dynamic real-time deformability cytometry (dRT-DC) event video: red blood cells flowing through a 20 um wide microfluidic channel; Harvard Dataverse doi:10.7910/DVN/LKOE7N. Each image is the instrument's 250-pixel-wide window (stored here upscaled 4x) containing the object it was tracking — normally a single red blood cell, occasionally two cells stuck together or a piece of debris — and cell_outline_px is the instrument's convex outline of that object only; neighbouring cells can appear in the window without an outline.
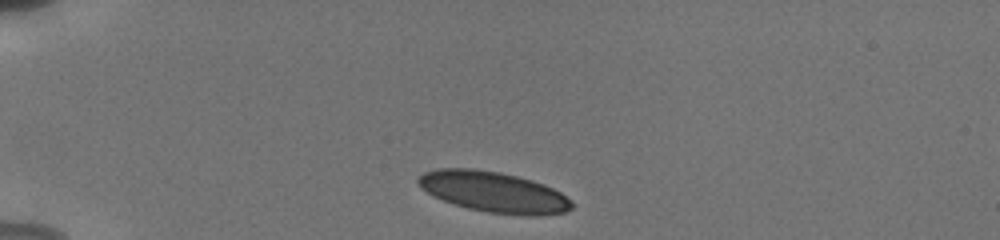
{"species": "human", "species_latin": "Homo sapiens", "temperature_condition": "cold", "stored_images_in_passage": 7, "camera_frame_rate_fps": 3000, "um_per_image_px": 0.085, "donor": {"sex": "male"}, "frame": {"image": 1, "passage_image": 1, "time_ms": 0.0, "image_size_px": [1000, 240], "cell_outline_px": [[572, 208], [564, 212], [532, 216], [528, 216], [488, 212], [468, 208], [432, 196], [420, 188], [416, 180], [424, 172], [436, 168], [472, 168], [500, 172], [532, 180], [544, 184], [560, 192], [572, 200]], "centroid_in_image_um": [41.94, 16.31], "position_along_channel_um": 43.1, "area_um2": 36.36}}
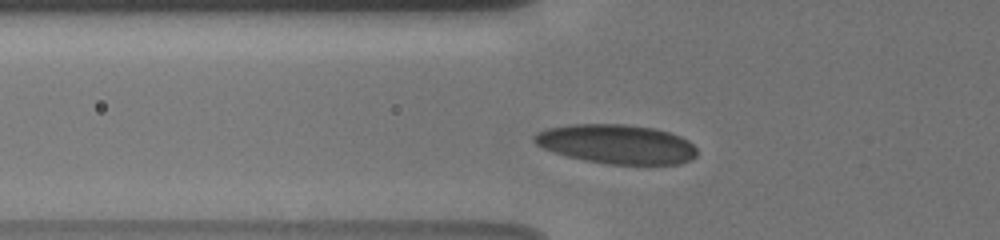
{"frame": {"image": 2, "passage_image": 4, "time_ms": 2.0, "image_size_px": [1000, 240], "cell_outline_px": [[696, 156], [692, 160], [680, 164], [608, 164], [584, 160], [552, 152], [536, 144], [532, 140], [532, 136], [536, 132], [548, 128], [568, 124], [624, 124], [656, 128], [680, 136], [688, 140], [696, 148]], "centroid_in_image_um": [52.4, 12.24], "position_along_channel_um": 73.4, "area_um2": 37.45}}
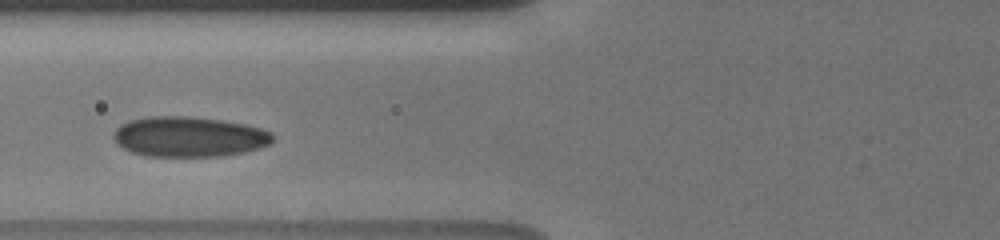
{"frame": {"image": 3, "passage_image": 6, "time_ms": 3.0, "image_size_px": [1000, 240], "cell_outline_px": [[276, 140], [260, 148], [244, 152], [220, 156], [144, 156], [132, 152], [116, 144], [112, 136], [116, 128], [120, 124], [128, 120], [148, 116], [188, 116], [224, 120], [244, 124], [260, 128], [272, 132], [276, 136]], "centroid_in_image_um": [16.07, 11.61], "position_along_channel_um": 109.7, "area_um2": 37.74}}